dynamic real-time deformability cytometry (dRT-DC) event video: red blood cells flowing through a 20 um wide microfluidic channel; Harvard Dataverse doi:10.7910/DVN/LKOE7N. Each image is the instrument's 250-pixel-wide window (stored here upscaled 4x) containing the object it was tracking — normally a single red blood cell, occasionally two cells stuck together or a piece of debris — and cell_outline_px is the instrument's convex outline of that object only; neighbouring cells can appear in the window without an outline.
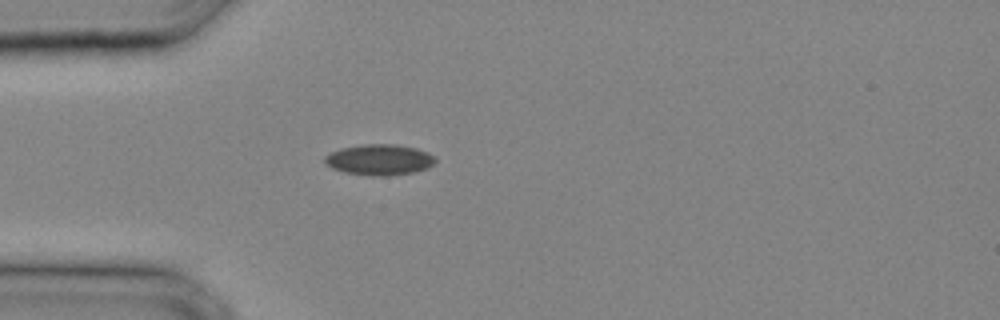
{"species": "common noctule bat (a hibernating species)", "species_latin": "Nyctalus noctula", "temperature_condition": "cold", "stored_images_in_passage": 23, "camera_frame_rate_fps": 3000, "um_per_image_px": 0.085, "animal": {"sex": "male", "body_mass_g": 20.4}, "frame": {"image": 1, "passage_image": 1, "time_ms": 0.0, "image_size_px": [1000, 320], "cell_outline_px": [[436, 160], [428, 168], [412, 172], [388, 176], [372, 176], [344, 172], [332, 168], [324, 164], [324, 156], [340, 148], [364, 144], [396, 144], [416, 148], [428, 152]], "centroid_in_image_um": [32.21, 13.57], "position_along_channel_um": 52.8, "area_um2": 19.88}}
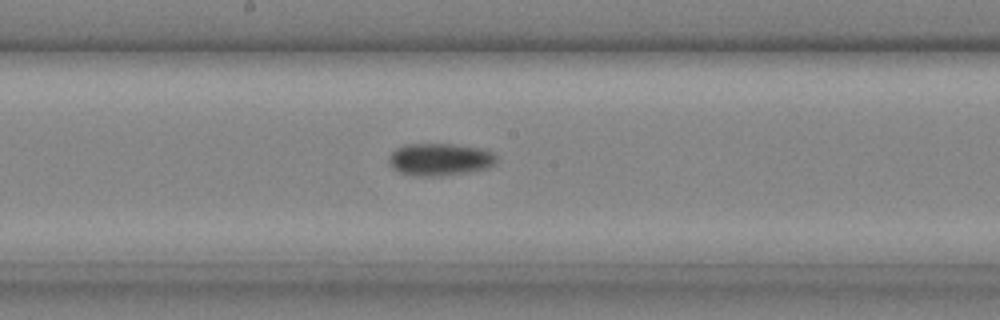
{"frame": {"image": 2, "passage_image": 9, "time_ms": 2.667, "image_size_px": [1000, 320], "cell_outline_px": [[496, 164], [492, 168], [468, 172], [440, 176], [412, 176], [400, 172], [392, 168], [388, 164], [388, 156], [396, 148], [404, 144], [452, 144], [480, 148], [492, 152], [496, 156]], "centroid_in_image_um": [37.38, 13.56], "position_along_channel_um": 210.8, "area_um2": 20.63}}
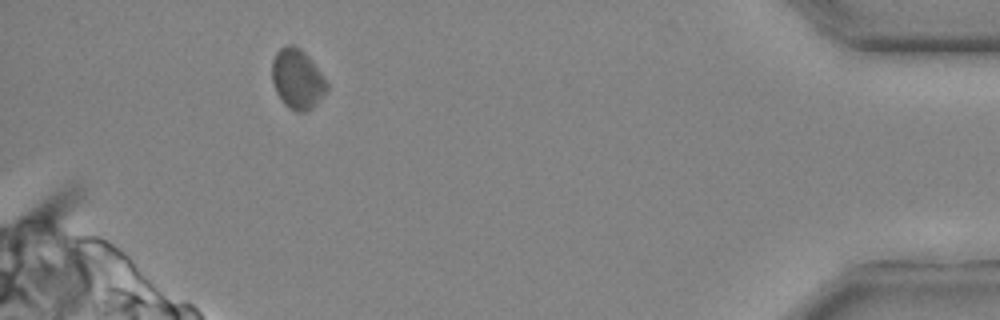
{"frame": {"image": 3, "passage_image": 21, "time_ms": 6.667, "image_size_px": [1000, 320], "cell_outline_px": [[328, 92], [308, 112], [296, 112], [288, 108], [284, 104], [276, 92], [272, 80], [272, 60], [276, 52], [280, 48], [288, 44], [292, 44], [300, 48], [312, 60], [328, 84]], "centroid_in_image_um": [25.28, 6.73], "position_along_channel_um": 409.9, "area_um2": 19.36}}